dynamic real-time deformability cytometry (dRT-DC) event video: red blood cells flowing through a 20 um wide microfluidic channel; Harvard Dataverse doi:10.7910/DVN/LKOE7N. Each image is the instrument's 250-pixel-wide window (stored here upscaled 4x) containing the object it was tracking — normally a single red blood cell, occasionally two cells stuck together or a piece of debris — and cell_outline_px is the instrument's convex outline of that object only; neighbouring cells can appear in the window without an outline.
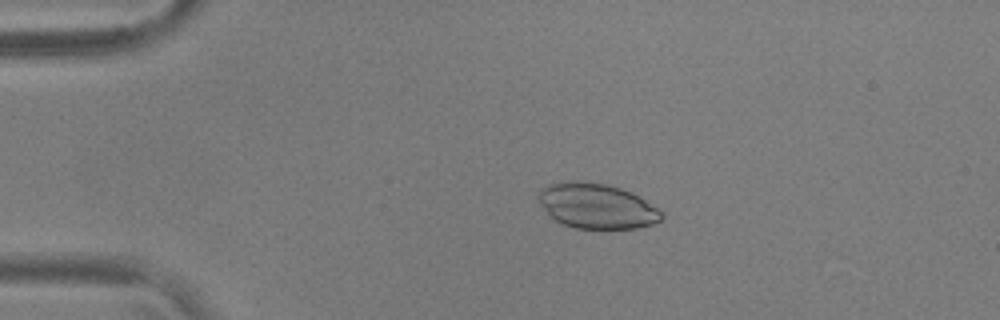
{"species": "common noctule bat (a hibernating species)", "species_latin": "Nyctalus noctula", "temperature_condition": "warm", "stored_images_in_passage": 54, "camera_frame_rate_fps": 3000, "um_per_image_px": 0.085, "animal": {"sex": "male", "body_mass_g": 17.9, "forearm_length_mm": 54.2}, "frame": {"image": 1, "passage_image": 11, "time_ms": 3.333, "image_size_px": [1000, 320], "cell_outline_px": [[664, 220], [652, 224], [636, 228], [576, 228], [564, 224], [556, 220], [540, 204], [536, 196], [540, 188], [548, 184], [568, 180], [576, 180], [604, 184], [620, 188], [632, 192], [640, 196], [664, 212]], "centroid_in_image_um": [50.74, 17.49], "position_along_channel_um": 34.3, "area_um2": 32.54}}
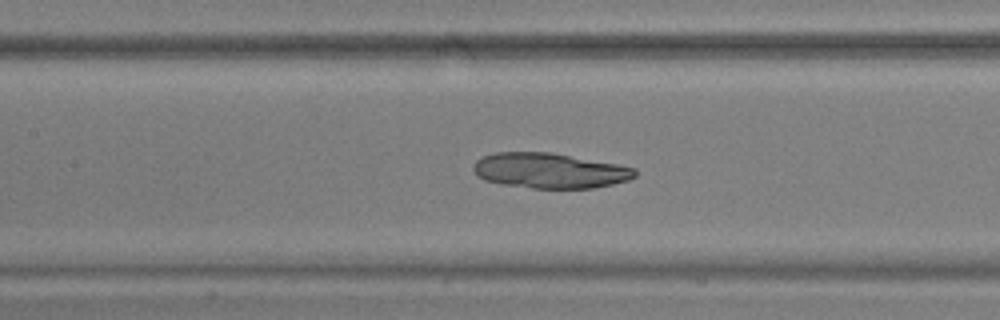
{"frame": {"image": 2, "passage_image": 25, "time_ms": 8.0, "image_size_px": [1000, 320], "cell_outline_px": [[636, 176], [628, 180], [612, 184], [592, 188], [532, 188], [500, 184], [484, 180], [476, 176], [472, 168], [476, 160], [484, 156], [496, 152], [552, 152], [616, 164], [636, 168]], "centroid_in_image_um": [46.69, 14.5], "position_along_channel_um": 160.7, "area_um2": 33.23}}
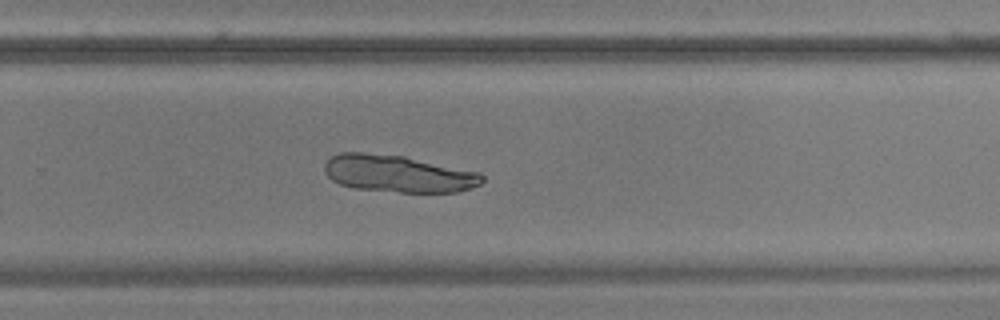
{"frame": {"image": 3, "passage_image": 36, "time_ms": 11.667, "image_size_px": [1000, 320], "cell_outline_px": [[484, 180], [480, 184], [472, 188], [456, 192], [400, 192], [352, 188], [340, 184], [332, 180], [324, 172], [324, 164], [332, 156], [340, 152], [360, 152], [404, 156], [480, 172], [484, 176]], "centroid_in_image_um": [33.84, 14.76], "position_along_channel_um": 296.0, "area_um2": 34.22}}